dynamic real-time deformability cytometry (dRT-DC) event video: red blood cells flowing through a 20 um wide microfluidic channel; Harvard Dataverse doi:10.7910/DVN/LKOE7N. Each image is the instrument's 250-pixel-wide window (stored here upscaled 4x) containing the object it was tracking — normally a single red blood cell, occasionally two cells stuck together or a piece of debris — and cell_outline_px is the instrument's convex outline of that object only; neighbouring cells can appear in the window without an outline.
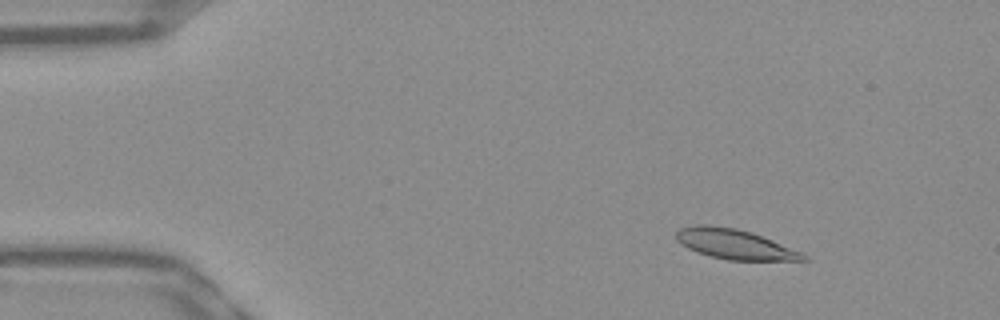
{"species": "Egyptian fruit bat (a non-hibernating species)", "species_latin": "Rousettus aegyptiacus", "temperature_condition": "warm", "stored_images_in_passage": 51, "camera_frame_rate_fps": 3000, "um_per_image_px": 0.085, "frame": {"image": 1, "passage_image": 6, "time_ms": 1.667, "image_size_px": [1000, 320], "cell_outline_px": [[808, 260], [728, 260], [712, 256], [688, 248], [680, 244], [676, 240], [676, 232], [680, 228], [696, 224], [708, 224], [736, 228], [772, 240], [800, 252], [808, 256]], "centroid_in_image_um": [62.4, 20.74], "position_along_channel_um": 22.6, "area_um2": 21.79}}
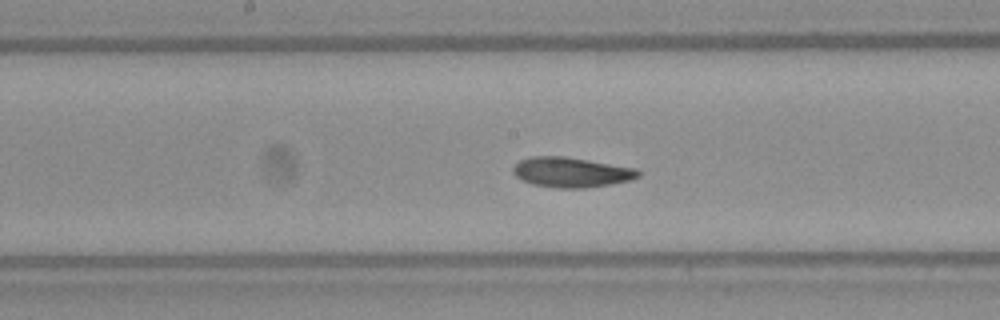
{"frame": {"image": 2, "passage_image": 26, "time_ms": 8.333, "image_size_px": [1000, 320], "cell_outline_px": [[640, 176], [628, 180], [608, 184], [584, 188], [556, 188], [532, 184], [516, 176], [512, 172], [512, 168], [520, 160], [528, 156], [564, 156], [636, 168], [640, 172]], "centroid_in_image_um": [48.52, 14.63], "position_along_channel_um": 199.7, "area_um2": 21.73}}
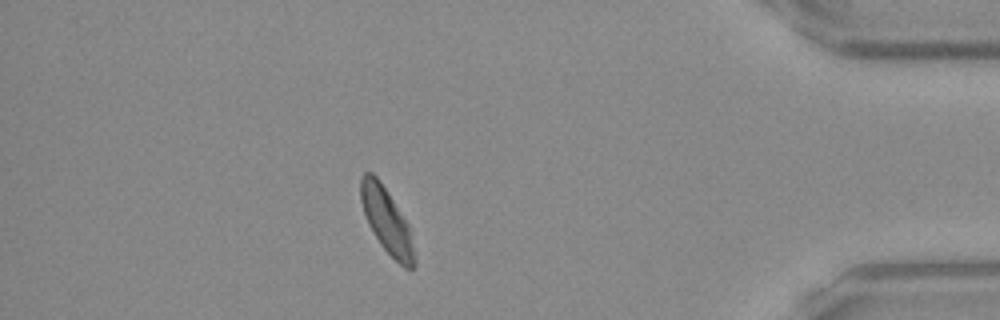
{"frame": {"image": 3, "passage_image": 45, "time_ms": 14.667, "image_size_px": [1000, 320], "cell_outline_px": [[416, 268], [404, 268], [380, 244], [368, 224], [360, 200], [360, 176], [364, 172], [372, 172], [376, 176], [408, 224], [416, 264]], "centroid_in_image_um": [32.84, 18.76], "position_along_channel_um": 402.4, "area_um2": 19.83}, "authors_computed_cell_mechanics": {"area_um2": 21.5594, "velocity_mm_per_s": 3.8747, "shape_relaxation_time_tau1_ms": 4.2533, "shape_relaxation_time_tau2_ms": 1.1814, "deformation_change_tau1": 0.1373, "deformation_change_tau2": 0.068}}